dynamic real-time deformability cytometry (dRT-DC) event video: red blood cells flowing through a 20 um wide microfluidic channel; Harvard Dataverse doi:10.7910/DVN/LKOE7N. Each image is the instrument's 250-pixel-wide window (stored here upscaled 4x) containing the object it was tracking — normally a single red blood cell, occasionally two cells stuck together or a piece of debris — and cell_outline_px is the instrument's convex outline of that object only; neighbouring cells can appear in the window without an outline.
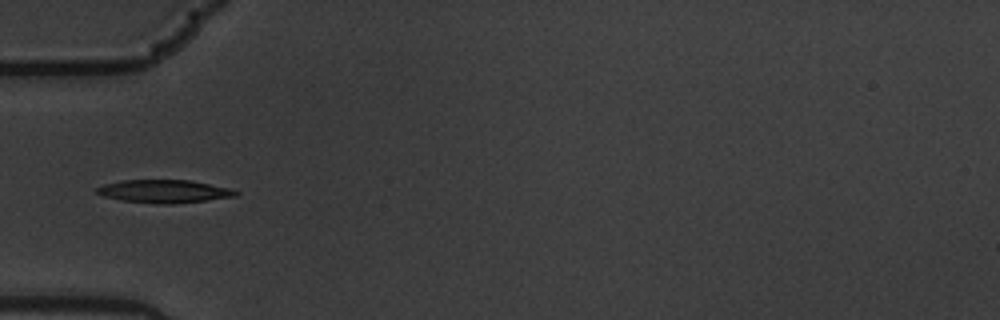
{"species": "common noctule bat (a hibernating species)", "species_latin": "Nyctalus noctula", "temperature_condition": "warm", "stored_images_in_passage": 9, "camera_frame_rate_fps": 3000, "um_per_image_px": 0.085, "animal": {"sex": "male", "body_mass_g": 19.5, "forearm_length_mm": 54.6}, "frame": {"image": 1, "passage_image": 1, "time_ms": 0.0, "image_size_px": [1000, 320], "cell_outline_px": [[240, 192], [236, 196], [172, 204], [152, 204], [120, 200], [104, 196], [96, 192], [96, 188], [104, 184], [120, 180], [192, 180], [232, 188]], "centroid_in_image_um": [13.96, 16.26], "position_along_channel_um": 71.0, "area_um2": 18.79}}
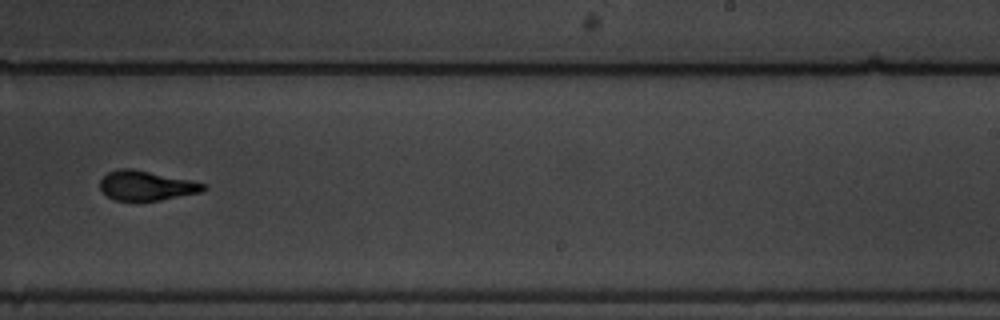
{"frame": {"image": 2, "passage_image": 6, "time_ms": 1.667, "image_size_px": [1000, 320], "cell_outline_px": [[208, 188], [200, 192], [160, 200], [116, 200], [108, 196], [100, 188], [100, 180], [108, 172], [120, 168], [132, 168], [208, 184]], "centroid_in_image_um": [12.45, 15.77], "position_along_channel_um": 276.6, "area_um2": 17.63}}
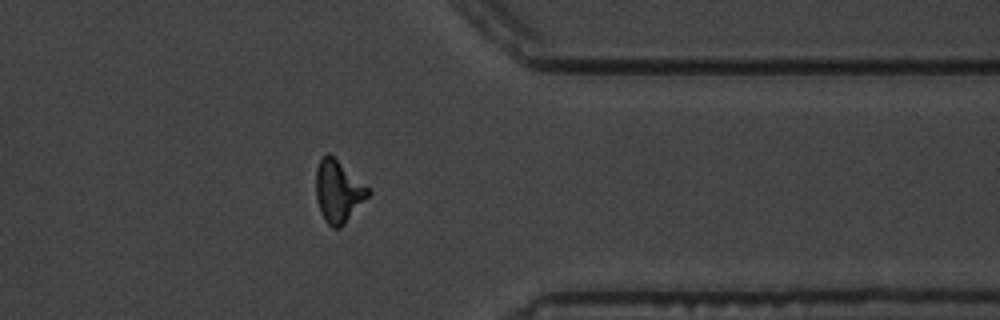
{"frame": {"image": 3, "passage_image": 9, "time_ms": 2.667, "image_size_px": [1000, 320], "cell_outline_px": [[372, 192], [344, 224], [340, 228], [332, 228], [324, 220], [320, 212], [316, 196], [316, 168], [320, 160], [328, 152], [368, 188]], "centroid_in_image_um": [28.73, 16.3], "position_along_channel_um": 382.7, "area_um2": 18.5}}